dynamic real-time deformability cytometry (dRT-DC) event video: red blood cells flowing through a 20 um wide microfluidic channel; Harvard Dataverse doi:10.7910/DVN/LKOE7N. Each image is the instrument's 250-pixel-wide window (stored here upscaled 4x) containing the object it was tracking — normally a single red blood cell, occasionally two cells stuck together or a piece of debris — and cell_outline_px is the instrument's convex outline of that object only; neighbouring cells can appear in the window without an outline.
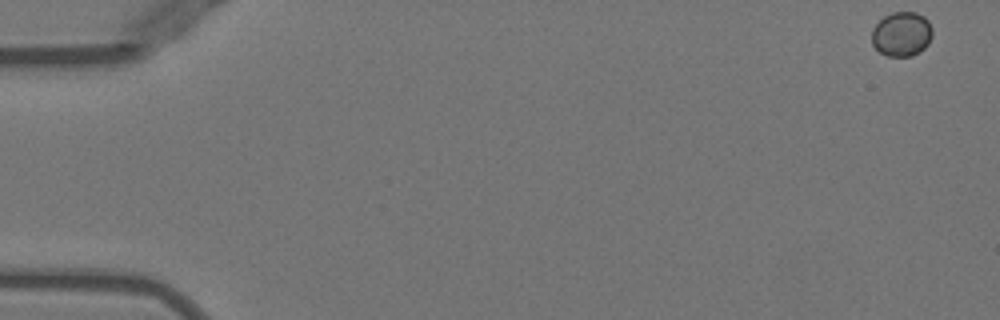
{"species": "Egyptian fruit bat (a non-hibernating species)", "species_latin": "Rousettus aegyptiacus", "temperature_condition": "warm", "stored_images_in_passage": 52, "camera_frame_rate_fps": 3000, "um_per_image_px": 0.085, "animal": {"sex": "female"}, "frame": {"image": 1, "passage_image": 1, "time_ms": 0.0, "image_size_px": [1000, 320], "cell_outline_px": [[932, 36], [928, 44], [920, 52], [912, 56], [888, 56], [880, 52], [872, 44], [872, 28], [884, 16], [892, 12], [916, 12], [924, 16], [928, 20], [932, 28]], "centroid_in_image_um": [76.65, 2.89], "position_along_channel_um": 8.3, "area_um2": 15.84}}
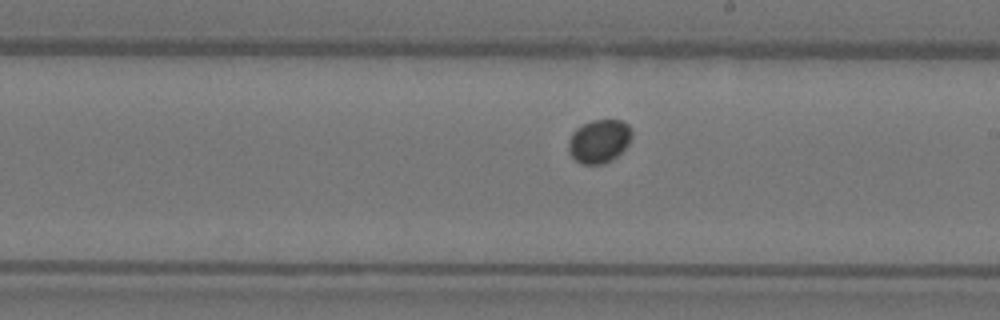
{"frame": {"image": 2, "passage_image": 30, "time_ms": 9.667, "image_size_px": [1000, 320], "cell_outline_px": [[632, 136], [628, 144], [612, 160], [604, 164], [580, 164], [568, 152], [568, 140], [572, 132], [576, 128], [592, 120], [624, 120], [632, 128]], "centroid_in_image_um": [50.93, 11.99], "position_along_channel_um": 238.1, "area_um2": 16.18}}
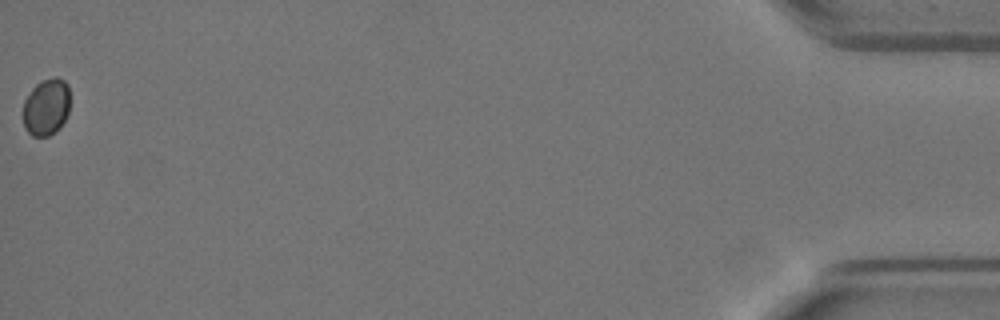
{"frame": {"image": 3, "passage_image": 52, "time_ms": 17.0, "image_size_px": [1000, 320], "cell_outline_px": [[68, 112], [60, 128], [56, 132], [48, 136], [32, 136], [24, 128], [24, 100], [32, 88], [40, 80], [52, 76], [56, 76], [64, 80], [68, 84]], "centroid_in_image_um": [3.93, 9.08], "position_along_channel_um": 431.3, "area_um2": 15.66}}